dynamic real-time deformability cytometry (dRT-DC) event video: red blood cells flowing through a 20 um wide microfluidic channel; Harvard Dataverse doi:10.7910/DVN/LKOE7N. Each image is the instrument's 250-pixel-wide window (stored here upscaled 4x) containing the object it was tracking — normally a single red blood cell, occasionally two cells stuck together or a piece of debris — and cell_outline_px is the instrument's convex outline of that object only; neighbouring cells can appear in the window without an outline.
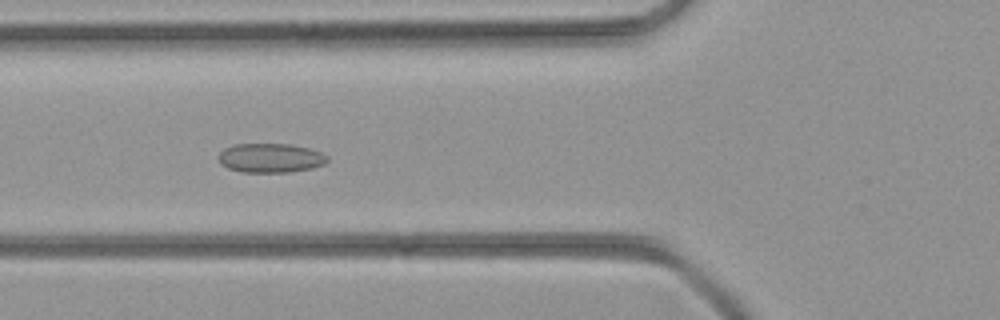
{"species": "common noctule bat (a hibernating species)", "species_latin": "Nyctalus noctula", "temperature_condition": "room temperature", "stored_images_in_passage": 48, "camera_frame_rate_fps": 3000, "um_per_image_px": 0.085, "animal": {"sex": "female", "body_mass_g": 21.9}, "frame": {"image": 1, "passage_image": 18, "time_ms": 5.667, "image_size_px": [1000, 320], "cell_outline_px": [[328, 160], [324, 164], [312, 168], [288, 172], [240, 172], [228, 168], [220, 164], [216, 156], [224, 148], [232, 144], [288, 144], [308, 148], [320, 152], [328, 156]], "centroid_in_image_um": [22.94, 13.43], "position_along_channel_um": 102.9, "area_um2": 18.67}}
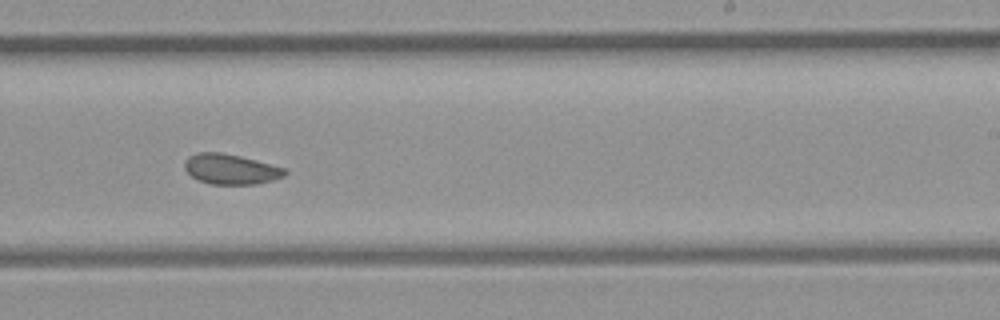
{"frame": {"image": 2, "passage_image": 29, "time_ms": 9.333, "image_size_px": [1000, 320], "cell_outline_px": [[288, 172], [284, 176], [272, 180], [256, 184], [212, 184], [200, 180], [192, 176], [184, 168], [184, 164], [188, 156], [196, 152], [220, 152], [240, 156], [288, 168]], "centroid_in_image_um": [19.64, 14.36], "position_along_channel_um": 269.4, "area_um2": 17.69}}
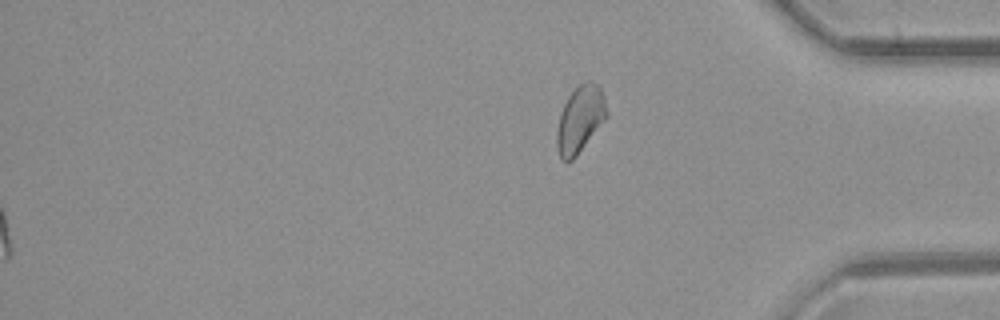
{"frame": {"image": 3, "passage_image": 48, "time_ms": 15.667, "image_size_px": [1000, 320], "cell_outline_px": [[608, 116], [576, 156], [572, 160], [560, 160], [556, 148], [556, 132], [560, 112], [568, 96], [580, 84], [588, 80], [592, 80], [600, 84], [604, 96], [608, 112]], "centroid_in_image_um": [49.31, 10.11], "position_along_channel_um": 385.9, "area_um2": 19.59}}